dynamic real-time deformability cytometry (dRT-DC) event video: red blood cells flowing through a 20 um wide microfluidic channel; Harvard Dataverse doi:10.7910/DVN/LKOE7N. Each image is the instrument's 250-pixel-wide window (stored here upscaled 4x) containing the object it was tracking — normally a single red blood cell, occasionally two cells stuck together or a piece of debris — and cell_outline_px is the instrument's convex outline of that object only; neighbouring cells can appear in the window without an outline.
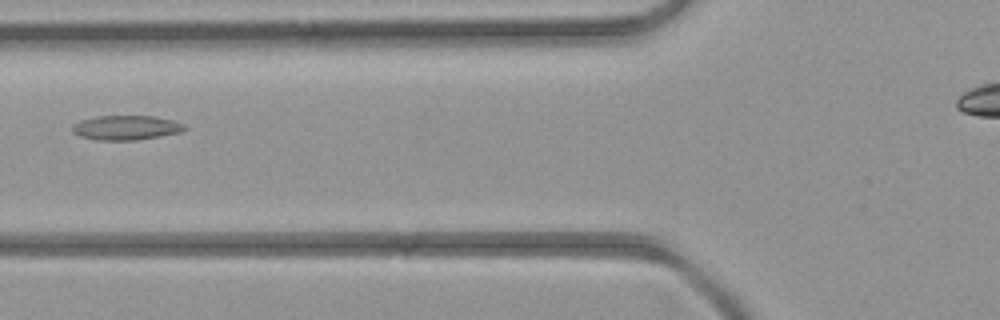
{"species": "common noctule bat (a hibernating species)", "species_latin": "Nyctalus noctula", "temperature_condition": "room temperature", "stored_images_in_passage": 2, "camera_frame_rate_fps": 3000, "um_per_image_px": 0.085, "animal": {"sex": "female", "body_mass_g": 21.9}, "frame": {"image": 1, "passage_image": 2, "time_ms": 1.0, "image_size_px": [1000, 320], "cell_outline_px": [[188, 128], [180, 132], [160, 136], [136, 140], [100, 140], [80, 136], [72, 132], [72, 124], [80, 120], [96, 116], [152, 116], [172, 120], [184, 124]], "centroid_in_image_um": [10.7, 10.85], "position_along_channel_um": 115.1, "area_um2": 16.01}}